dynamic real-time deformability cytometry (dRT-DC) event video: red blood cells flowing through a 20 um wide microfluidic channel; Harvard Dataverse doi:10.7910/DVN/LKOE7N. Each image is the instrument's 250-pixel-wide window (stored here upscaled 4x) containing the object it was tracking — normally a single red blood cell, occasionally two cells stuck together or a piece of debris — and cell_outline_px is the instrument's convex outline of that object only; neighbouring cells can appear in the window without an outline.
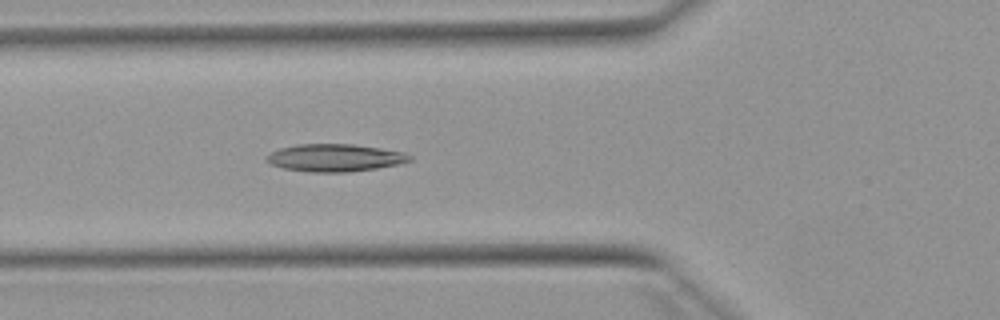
{"species": "Egyptian fruit bat (a non-hibernating species)", "species_latin": "Rousettus aegyptiacus", "temperature_condition": "warm", "stored_images_in_passage": 52, "camera_frame_rate_fps": 3000, "um_per_image_px": 0.085, "animal": {"sex": "female"}, "frame": {"image": 1, "passage_image": 19, "time_ms": 6.0, "image_size_px": [1000, 320], "cell_outline_px": [[412, 160], [396, 164], [376, 168], [348, 172], [308, 172], [284, 168], [272, 164], [264, 160], [264, 156], [268, 152], [280, 148], [296, 144], [352, 144], [380, 148], [404, 152], [412, 156]], "centroid_in_image_um": [28.41, 13.4], "position_along_channel_um": 97.4, "area_um2": 23.0}}
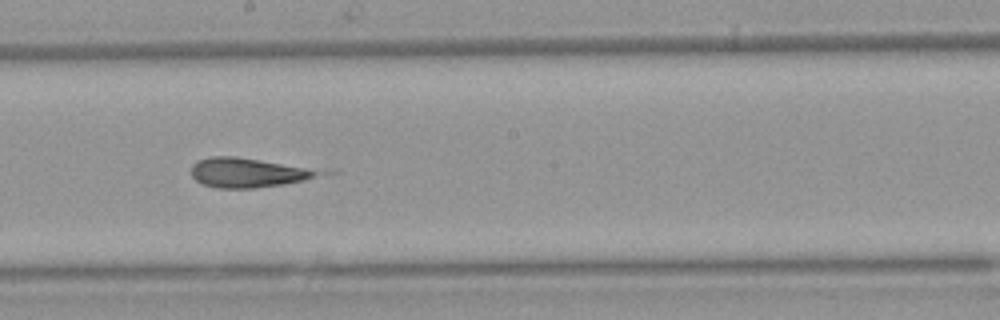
{"frame": {"image": 2, "passage_image": 29, "time_ms": 9.333, "image_size_px": [1000, 320], "cell_outline_px": [[340, 172], [304, 180], [284, 184], [256, 188], [216, 188], [204, 184], [196, 180], [192, 176], [192, 164], [196, 160], [212, 156], [236, 156]], "centroid_in_image_um": [21.24, 14.66], "position_along_channel_um": 227.0, "area_um2": 22.6}}
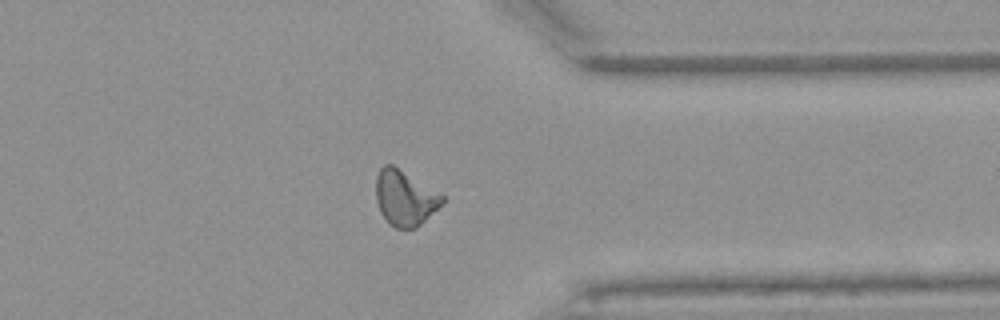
{"frame": {"image": 3, "passage_image": 41, "time_ms": 13.333, "image_size_px": [1000, 320], "cell_outline_px": [[444, 200], [416, 228], [396, 228], [388, 224], [380, 212], [376, 200], [376, 176], [380, 168], [384, 164], [392, 164], [444, 196]], "centroid_in_image_um": [34.35, 16.82], "position_along_channel_um": 377.0, "area_um2": 20.98}, "authors_computed_cell_mechanics": {"area_um2": 22.0796, "velocity_mm_per_s": 3.926, "shape_relaxation_time_tau1_ms": null, "shape_relaxation_time_tau2_ms": 2.3176, "deformation_change_tau1": null, "deformation_change_tau2": 0.1162}}